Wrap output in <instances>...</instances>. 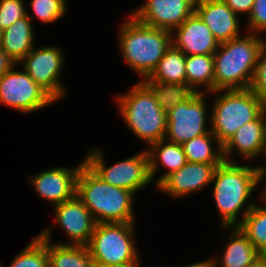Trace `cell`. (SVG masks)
<instances>
[{"mask_svg":"<svg viewBox=\"0 0 266 267\" xmlns=\"http://www.w3.org/2000/svg\"><path fill=\"white\" fill-rule=\"evenodd\" d=\"M238 163L223 161L216 168L211 182L221 227L239 226L257 203L251 200V195L260 185L258 171L254 165Z\"/></svg>","mask_w":266,"mask_h":267,"instance_id":"obj_1","label":"cell"},{"mask_svg":"<svg viewBox=\"0 0 266 267\" xmlns=\"http://www.w3.org/2000/svg\"><path fill=\"white\" fill-rule=\"evenodd\" d=\"M129 15L127 20L119 24L118 47L123 62L143 81L171 47L172 32L143 24Z\"/></svg>","mask_w":266,"mask_h":267,"instance_id":"obj_2","label":"cell"},{"mask_svg":"<svg viewBox=\"0 0 266 267\" xmlns=\"http://www.w3.org/2000/svg\"><path fill=\"white\" fill-rule=\"evenodd\" d=\"M76 196L96 223H135V193L103 181L85 163L76 182ZM134 202V203H133Z\"/></svg>","mask_w":266,"mask_h":267,"instance_id":"obj_3","label":"cell"},{"mask_svg":"<svg viewBox=\"0 0 266 267\" xmlns=\"http://www.w3.org/2000/svg\"><path fill=\"white\" fill-rule=\"evenodd\" d=\"M245 34L220 43L214 53V91L250 87L265 39L260 34Z\"/></svg>","mask_w":266,"mask_h":267,"instance_id":"obj_4","label":"cell"},{"mask_svg":"<svg viewBox=\"0 0 266 267\" xmlns=\"http://www.w3.org/2000/svg\"><path fill=\"white\" fill-rule=\"evenodd\" d=\"M115 99L121 119L147 147L165 138L167 113L160 108L152 90L143 81L139 79L129 91Z\"/></svg>","mask_w":266,"mask_h":267,"instance_id":"obj_5","label":"cell"},{"mask_svg":"<svg viewBox=\"0 0 266 267\" xmlns=\"http://www.w3.org/2000/svg\"><path fill=\"white\" fill-rule=\"evenodd\" d=\"M207 94L215 97L209 106L210 131L222 145L266 109V104L250 88L217 90Z\"/></svg>","mask_w":266,"mask_h":267,"instance_id":"obj_6","label":"cell"},{"mask_svg":"<svg viewBox=\"0 0 266 267\" xmlns=\"http://www.w3.org/2000/svg\"><path fill=\"white\" fill-rule=\"evenodd\" d=\"M136 223H96L86 245L95 264L121 265L137 261Z\"/></svg>","mask_w":266,"mask_h":267,"instance_id":"obj_7","label":"cell"},{"mask_svg":"<svg viewBox=\"0 0 266 267\" xmlns=\"http://www.w3.org/2000/svg\"><path fill=\"white\" fill-rule=\"evenodd\" d=\"M105 159L101 148L97 147L87 153L84 162L103 181L135 194L151 185L149 158L145 148L110 166H106Z\"/></svg>","mask_w":266,"mask_h":267,"instance_id":"obj_8","label":"cell"},{"mask_svg":"<svg viewBox=\"0 0 266 267\" xmlns=\"http://www.w3.org/2000/svg\"><path fill=\"white\" fill-rule=\"evenodd\" d=\"M15 67L0 76V104L30 114L56 102L23 68Z\"/></svg>","mask_w":266,"mask_h":267,"instance_id":"obj_9","label":"cell"},{"mask_svg":"<svg viewBox=\"0 0 266 267\" xmlns=\"http://www.w3.org/2000/svg\"><path fill=\"white\" fill-rule=\"evenodd\" d=\"M63 50L58 46L34 47L19 63L29 76L56 102L68 93L62 77L64 65Z\"/></svg>","mask_w":266,"mask_h":267,"instance_id":"obj_10","label":"cell"},{"mask_svg":"<svg viewBox=\"0 0 266 267\" xmlns=\"http://www.w3.org/2000/svg\"><path fill=\"white\" fill-rule=\"evenodd\" d=\"M205 94L207 93L196 92L189 100L167 112L165 140L182 144L210 131V115L208 117Z\"/></svg>","mask_w":266,"mask_h":267,"instance_id":"obj_11","label":"cell"},{"mask_svg":"<svg viewBox=\"0 0 266 267\" xmlns=\"http://www.w3.org/2000/svg\"><path fill=\"white\" fill-rule=\"evenodd\" d=\"M84 158L76 167L56 166L29 175V181L36 194L56 206L76 196V182Z\"/></svg>","mask_w":266,"mask_h":267,"instance_id":"obj_12","label":"cell"},{"mask_svg":"<svg viewBox=\"0 0 266 267\" xmlns=\"http://www.w3.org/2000/svg\"><path fill=\"white\" fill-rule=\"evenodd\" d=\"M196 0H146L131 12L141 23L173 32L195 11Z\"/></svg>","mask_w":266,"mask_h":267,"instance_id":"obj_13","label":"cell"},{"mask_svg":"<svg viewBox=\"0 0 266 267\" xmlns=\"http://www.w3.org/2000/svg\"><path fill=\"white\" fill-rule=\"evenodd\" d=\"M54 222L61 227L69 242H57L61 245L86 246L94 231L96 221L85 205L75 196L53 207Z\"/></svg>","mask_w":266,"mask_h":267,"instance_id":"obj_14","label":"cell"},{"mask_svg":"<svg viewBox=\"0 0 266 267\" xmlns=\"http://www.w3.org/2000/svg\"><path fill=\"white\" fill-rule=\"evenodd\" d=\"M220 164L187 162L179 170L167 176L156 189L173 198L197 194L211 187L214 173Z\"/></svg>","mask_w":266,"mask_h":267,"instance_id":"obj_15","label":"cell"},{"mask_svg":"<svg viewBox=\"0 0 266 267\" xmlns=\"http://www.w3.org/2000/svg\"><path fill=\"white\" fill-rule=\"evenodd\" d=\"M266 140V109L253 121L240 127L223 145L224 161L236 162L234 152L246 162L261 156ZM233 154V155H232Z\"/></svg>","mask_w":266,"mask_h":267,"instance_id":"obj_16","label":"cell"},{"mask_svg":"<svg viewBox=\"0 0 266 267\" xmlns=\"http://www.w3.org/2000/svg\"><path fill=\"white\" fill-rule=\"evenodd\" d=\"M172 45L186 56L196 54L214 55L219 43L194 11L172 32Z\"/></svg>","mask_w":266,"mask_h":267,"instance_id":"obj_17","label":"cell"},{"mask_svg":"<svg viewBox=\"0 0 266 267\" xmlns=\"http://www.w3.org/2000/svg\"><path fill=\"white\" fill-rule=\"evenodd\" d=\"M195 12L219 44L241 36V20L223 0H196Z\"/></svg>","mask_w":266,"mask_h":267,"instance_id":"obj_18","label":"cell"},{"mask_svg":"<svg viewBox=\"0 0 266 267\" xmlns=\"http://www.w3.org/2000/svg\"><path fill=\"white\" fill-rule=\"evenodd\" d=\"M222 228V230H229L230 228L229 233L231 235L228 234L230 237L223 246L222 253L211 257L214 267H251L256 265L259 262L260 252L253 246L240 227Z\"/></svg>","mask_w":266,"mask_h":267,"instance_id":"obj_19","label":"cell"},{"mask_svg":"<svg viewBox=\"0 0 266 267\" xmlns=\"http://www.w3.org/2000/svg\"><path fill=\"white\" fill-rule=\"evenodd\" d=\"M149 158V173L152 182L157 175V171L162 166L166 169L165 172L158 176L154 182L156 188L167 176L179 170L187 163L186 155L183 152L181 144L172 143L165 139L159 140L146 147ZM161 166V167H160Z\"/></svg>","mask_w":266,"mask_h":267,"instance_id":"obj_20","label":"cell"},{"mask_svg":"<svg viewBox=\"0 0 266 267\" xmlns=\"http://www.w3.org/2000/svg\"><path fill=\"white\" fill-rule=\"evenodd\" d=\"M34 23L26 15L2 31L0 46L16 63H19L35 47Z\"/></svg>","mask_w":266,"mask_h":267,"instance_id":"obj_21","label":"cell"},{"mask_svg":"<svg viewBox=\"0 0 266 267\" xmlns=\"http://www.w3.org/2000/svg\"><path fill=\"white\" fill-rule=\"evenodd\" d=\"M52 225H47L38 235L48 240L49 267H95L86 246L61 245L51 242Z\"/></svg>","mask_w":266,"mask_h":267,"instance_id":"obj_22","label":"cell"},{"mask_svg":"<svg viewBox=\"0 0 266 267\" xmlns=\"http://www.w3.org/2000/svg\"><path fill=\"white\" fill-rule=\"evenodd\" d=\"M187 86L195 92L214 91V55H187L185 61Z\"/></svg>","mask_w":266,"mask_h":267,"instance_id":"obj_23","label":"cell"},{"mask_svg":"<svg viewBox=\"0 0 266 267\" xmlns=\"http://www.w3.org/2000/svg\"><path fill=\"white\" fill-rule=\"evenodd\" d=\"M181 146L187 162L221 164L224 161L223 145L211 131L194 137Z\"/></svg>","mask_w":266,"mask_h":267,"instance_id":"obj_24","label":"cell"},{"mask_svg":"<svg viewBox=\"0 0 266 267\" xmlns=\"http://www.w3.org/2000/svg\"><path fill=\"white\" fill-rule=\"evenodd\" d=\"M185 61L186 55L171 45L147 80L187 85Z\"/></svg>","mask_w":266,"mask_h":267,"instance_id":"obj_25","label":"cell"},{"mask_svg":"<svg viewBox=\"0 0 266 267\" xmlns=\"http://www.w3.org/2000/svg\"><path fill=\"white\" fill-rule=\"evenodd\" d=\"M143 82L152 90L160 108L165 113L174 106L186 102L196 93L184 84L158 83L147 79Z\"/></svg>","mask_w":266,"mask_h":267,"instance_id":"obj_26","label":"cell"},{"mask_svg":"<svg viewBox=\"0 0 266 267\" xmlns=\"http://www.w3.org/2000/svg\"><path fill=\"white\" fill-rule=\"evenodd\" d=\"M260 201L264 204L256 203L239 225L259 252L266 249V201Z\"/></svg>","mask_w":266,"mask_h":267,"instance_id":"obj_27","label":"cell"},{"mask_svg":"<svg viewBox=\"0 0 266 267\" xmlns=\"http://www.w3.org/2000/svg\"><path fill=\"white\" fill-rule=\"evenodd\" d=\"M7 267H49L48 240L37 234Z\"/></svg>","mask_w":266,"mask_h":267,"instance_id":"obj_28","label":"cell"},{"mask_svg":"<svg viewBox=\"0 0 266 267\" xmlns=\"http://www.w3.org/2000/svg\"><path fill=\"white\" fill-rule=\"evenodd\" d=\"M29 2L30 9L26 8V15L31 21L35 18L44 24L54 23L63 18L67 12V0H30ZM28 10H31L34 15Z\"/></svg>","mask_w":266,"mask_h":267,"instance_id":"obj_29","label":"cell"},{"mask_svg":"<svg viewBox=\"0 0 266 267\" xmlns=\"http://www.w3.org/2000/svg\"><path fill=\"white\" fill-rule=\"evenodd\" d=\"M24 0H0V28L5 30L26 16Z\"/></svg>","mask_w":266,"mask_h":267,"instance_id":"obj_30","label":"cell"},{"mask_svg":"<svg viewBox=\"0 0 266 267\" xmlns=\"http://www.w3.org/2000/svg\"><path fill=\"white\" fill-rule=\"evenodd\" d=\"M249 88L266 104V40L260 50Z\"/></svg>","mask_w":266,"mask_h":267,"instance_id":"obj_31","label":"cell"},{"mask_svg":"<svg viewBox=\"0 0 266 267\" xmlns=\"http://www.w3.org/2000/svg\"><path fill=\"white\" fill-rule=\"evenodd\" d=\"M247 30L254 34L266 36V0H255L252 10L246 18Z\"/></svg>","mask_w":266,"mask_h":267,"instance_id":"obj_32","label":"cell"},{"mask_svg":"<svg viewBox=\"0 0 266 267\" xmlns=\"http://www.w3.org/2000/svg\"><path fill=\"white\" fill-rule=\"evenodd\" d=\"M226 5L239 17L250 14L255 0H223Z\"/></svg>","mask_w":266,"mask_h":267,"instance_id":"obj_33","label":"cell"},{"mask_svg":"<svg viewBox=\"0 0 266 267\" xmlns=\"http://www.w3.org/2000/svg\"><path fill=\"white\" fill-rule=\"evenodd\" d=\"M17 63L13 61L0 46V76L8 72Z\"/></svg>","mask_w":266,"mask_h":267,"instance_id":"obj_34","label":"cell"},{"mask_svg":"<svg viewBox=\"0 0 266 267\" xmlns=\"http://www.w3.org/2000/svg\"><path fill=\"white\" fill-rule=\"evenodd\" d=\"M141 259L139 258L137 261L128 264H121V265H111V264H95V267H141Z\"/></svg>","mask_w":266,"mask_h":267,"instance_id":"obj_35","label":"cell"},{"mask_svg":"<svg viewBox=\"0 0 266 267\" xmlns=\"http://www.w3.org/2000/svg\"><path fill=\"white\" fill-rule=\"evenodd\" d=\"M185 267H214V265L211 258H206L205 260L188 264Z\"/></svg>","mask_w":266,"mask_h":267,"instance_id":"obj_36","label":"cell"},{"mask_svg":"<svg viewBox=\"0 0 266 267\" xmlns=\"http://www.w3.org/2000/svg\"><path fill=\"white\" fill-rule=\"evenodd\" d=\"M259 182H260V185H263V189L261 187V195L259 194L260 198L259 200H265L266 201V170L259 176ZM265 184H262L264 183Z\"/></svg>","mask_w":266,"mask_h":267,"instance_id":"obj_37","label":"cell"},{"mask_svg":"<svg viewBox=\"0 0 266 267\" xmlns=\"http://www.w3.org/2000/svg\"><path fill=\"white\" fill-rule=\"evenodd\" d=\"M262 157L265 156L266 157V140L264 141L263 144V150L261 152ZM255 168L258 171L259 176L266 170V163H262L260 165H256Z\"/></svg>","mask_w":266,"mask_h":267,"instance_id":"obj_38","label":"cell"},{"mask_svg":"<svg viewBox=\"0 0 266 267\" xmlns=\"http://www.w3.org/2000/svg\"><path fill=\"white\" fill-rule=\"evenodd\" d=\"M259 262L263 267H266V249L260 251Z\"/></svg>","mask_w":266,"mask_h":267,"instance_id":"obj_39","label":"cell"},{"mask_svg":"<svg viewBox=\"0 0 266 267\" xmlns=\"http://www.w3.org/2000/svg\"><path fill=\"white\" fill-rule=\"evenodd\" d=\"M251 267H263L260 262H258L256 265H253Z\"/></svg>","mask_w":266,"mask_h":267,"instance_id":"obj_40","label":"cell"},{"mask_svg":"<svg viewBox=\"0 0 266 267\" xmlns=\"http://www.w3.org/2000/svg\"><path fill=\"white\" fill-rule=\"evenodd\" d=\"M1 36H2V30H1V28H0V41H1Z\"/></svg>","mask_w":266,"mask_h":267,"instance_id":"obj_41","label":"cell"}]
</instances>
